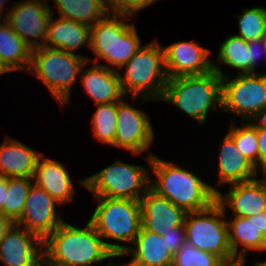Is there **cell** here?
<instances>
[{
    "label": "cell",
    "instance_id": "25",
    "mask_svg": "<svg viewBox=\"0 0 266 266\" xmlns=\"http://www.w3.org/2000/svg\"><path fill=\"white\" fill-rule=\"evenodd\" d=\"M32 48L6 22L0 25V64L8 72L29 71Z\"/></svg>",
    "mask_w": 266,
    "mask_h": 266
},
{
    "label": "cell",
    "instance_id": "5",
    "mask_svg": "<svg viewBox=\"0 0 266 266\" xmlns=\"http://www.w3.org/2000/svg\"><path fill=\"white\" fill-rule=\"evenodd\" d=\"M123 76L119 79L123 94L131 93L133 101L139 96L143 101L161 100L167 75L164 65V50L156 39L142 45L134 56L125 63Z\"/></svg>",
    "mask_w": 266,
    "mask_h": 266
},
{
    "label": "cell",
    "instance_id": "19",
    "mask_svg": "<svg viewBox=\"0 0 266 266\" xmlns=\"http://www.w3.org/2000/svg\"><path fill=\"white\" fill-rule=\"evenodd\" d=\"M83 67L80 80L86 93L96 104L117 103L122 100L123 94L119 71L103 64H94L90 68Z\"/></svg>",
    "mask_w": 266,
    "mask_h": 266
},
{
    "label": "cell",
    "instance_id": "31",
    "mask_svg": "<svg viewBox=\"0 0 266 266\" xmlns=\"http://www.w3.org/2000/svg\"><path fill=\"white\" fill-rule=\"evenodd\" d=\"M237 126L231 123L227 133L233 138L238 150L255 165L258 172V137L256 128L248 121L242 127Z\"/></svg>",
    "mask_w": 266,
    "mask_h": 266
},
{
    "label": "cell",
    "instance_id": "46",
    "mask_svg": "<svg viewBox=\"0 0 266 266\" xmlns=\"http://www.w3.org/2000/svg\"><path fill=\"white\" fill-rule=\"evenodd\" d=\"M4 74H8V72L0 64V76H2Z\"/></svg>",
    "mask_w": 266,
    "mask_h": 266
},
{
    "label": "cell",
    "instance_id": "44",
    "mask_svg": "<svg viewBox=\"0 0 266 266\" xmlns=\"http://www.w3.org/2000/svg\"><path fill=\"white\" fill-rule=\"evenodd\" d=\"M4 9L5 8L0 7V21L2 22V23L0 22V25H3L4 23L7 22V11L3 14L4 16H1L3 11H5Z\"/></svg>",
    "mask_w": 266,
    "mask_h": 266
},
{
    "label": "cell",
    "instance_id": "40",
    "mask_svg": "<svg viewBox=\"0 0 266 266\" xmlns=\"http://www.w3.org/2000/svg\"><path fill=\"white\" fill-rule=\"evenodd\" d=\"M14 222L6 216L0 214V241L5 236L6 232L13 226Z\"/></svg>",
    "mask_w": 266,
    "mask_h": 266
},
{
    "label": "cell",
    "instance_id": "14",
    "mask_svg": "<svg viewBox=\"0 0 266 266\" xmlns=\"http://www.w3.org/2000/svg\"><path fill=\"white\" fill-rule=\"evenodd\" d=\"M164 50V65L168 78L204 75L213 71L210 50L197 41H178Z\"/></svg>",
    "mask_w": 266,
    "mask_h": 266
},
{
    "label": "cell",
    "instance_id": "6",
    "mask_svg": "<svg viewBox=\"0 0 266 266\" xmlns=\"http://www.w3.org/2000/svg\"><path fill=\"white\" fill-rule=\"evenodd\" d=\"M92 60L76 53L46 46L32 49L29 71L39 78L63 106L69 104L72 86L82 67Z\"/></svg>",
    "mask_w": 266,
    "mask_h": 266
},
{
    "label": "cell",
    "instance_id": "43",
    "mask_svg": "<svg viewBox=\"0 0 266 266\" xmlns=\"http://www.w3.org/2000/svg\"><path fill=\"white\" fill-rule=\"evenodd\" d=\"M224 266H246V257L237 259L233 263H226Z\"/></svg>",
    "mask_w": 266,
    "mask_h": 266
},
{
    "label": "cell",
    "instance_id": "39",
    "mask_svg": "<svg viewBox=\"0 0 266 266\" xmlns=\"http://www.w3.org/2000/svg\"><path fill=\"white\" fill-rule=\"evenodd\" d=\"M8 177L0 175V214L4 216L5 193H7Z\"/></svg>",
    "mask_w": 266,
    "mask_h": 266
},
{
    "label": "cell",
    "instance_id": "2",
    "mask_svg": "<svg viewBox=\"0 0 266 266\" xmlns=\"http://www.w3.org/2000/svg\"><path fill=\"white\" fill-rule=\"evenodd\" d=\"M111 253L90 221L84 228L64 221L43 240V255L64 266L104 263Z\"/></svg>",
    "mask_w": 266,
    "mask_h": 266
},
{
    "label": "cell",
    "instance_id": "9",
    "mask_svg": "<svg viewBox=\"0 0 266 266\" xmlns=\"http://www.w3.org/2000/svg\"><path fill=\"white\" fill-rule=\"evenodd\" d=\"M94 197L139 201L150 185V177L142 166L116 160L94 175L80 180Z\"/></svg>",
    "mask_w": 266,
    "mask_h": 266
},
{
    "label": "cell",
    "instance_id": "11",
    "mask_svg": "<svg viewBox=\"0 0 266 266\" xmlns=\"http://www.w3.org/2000/svg\"><path fill=\"white\" fill-rule=\"evenodd\" d=\"M46 1L49 0H21L7 9V23L32 49L44 46L48 24L54 14Z\"/></svg>",
    "mask_w": 266,
    "mask_h": 266
},
{
    "label": "cell",
    "instance_id": "48",
    "mask_svg": "<svg viewBox=\"0 0 266 266\" xmlns=\"http://www.w3.org/2000/svg\"><path fill=\"white\" fill-rule=\"evenodd\" d=\"M262 40H263V45H264V49H265V52H266V35L262 38Z\"/></svg>",
    "mask_w": 266,
    "mask_h": 266
},
{
    "label": "cell",
    "instance_id": "16",
    "mask_svg": "<svg viewBox=\"0 0 266 266\" xmlns=\"http://www.w3.org/2000/svg\"><path fill=\"white\" fill-rule=\"evenodd\" d=\"M230 185L226 194L217 192L216 201L224 209L230 207L234 217L247 218L266 210V176Z\"/></svg>",
    "mask_w": 266,
    "mask_h": 266
},
{
    "label": "cell",
    "instance_id": "8",
    "mask_svg": "<svg viewBox=\"0 0 266 266\" xmlns=\"http://www.w3.org/2000/svg\"><path fill=\"white\" fill-rule=\"evenodd\" d=\"M224 217L226 209L217 201L204 210L186 213V240L187 244L213 253L225 263H233L236 259L230 248L228 224Z\"/></svg>",
    "mask_w": 266,
    "mask_h": 266
},
{
    "label": "cell",
    "instance_id": "1",
    "mask_svg": "<svg viewBox=\"0 0 266 266\" xmlns=\"http://www.w3.org/2000/svg\"><path fill=\"white\" fill-rule=\"evenodd\" d=\"M146 159L156 176L154 180L150 178L149 187L186 213L204 210L216 201L215 187L193 172L151 152Z\"/></svg>",
    "mask_w": 266,
    "mask_h": 266
},
{
    "label": "cell",
    "instance_id": "20",
    "mask_svg": "<svg viewBox=\"0 0 266 266\" xmlns=\"http://www.w3.org/2000/svg\"><path fill=\"white\" fill-rule=\"evenodd\" d=\"M34 183L43 188L59 205L72 202L75 189L69 173L60 162L41 154L37 160Z\"/></svg>",
    "mask_w": 266,
    "mask_h": 266
},
{
    "label": "cell",
    "instance_id": "26",
    "mask_svg": "<svg viewBox=\"0 0 266 266\" xmlns=\"http://www.w3.org/2000/svg\"><path fill=\"white\" fill-rule=\"evenodd\" d=\"M59 17L93 26L110 11L107 0H53Z\"/></svg>",
    "mask_w": 266,
    "mask_h": 266
},
{
    "label": "cell",
    "instance_id": "7",
    "mask_svg": "<svg viewBox=\"0 0 266 266\" xmlns=\"http://www.w3.org/2000/svg\"><path fill=\"white\" fill-rule=\"evenodd\" d=\"M109 12L103 19L90 27L89 48L96 55L94 60L107 61L118 71L131 59L142 46L141 39L136 31V26L126 23L132 17ZM121 19V20H119ZM117 67V68H116Z\"/></svg>",
    "mask_w": 266,
    "mask_h": 266
},
{
    "label": "cell",
    "instance_id": "30",
    "mask_svg": "<svg viewBox=\"0 0 266 266\" xmlns=\"http://www.w3.org/2000/svg\"><path fill=\"white\" fill-rule=\"evenodd\" d=\"M236 17L239 34L235 35L247 42L262 39L266 35V8L263 6L244 9Z\"/></svg>",
    "mask_w": 266,
    "mask_h": 266
},
{
    "label": "cell",
    "instance_id": "4",
    "mask_svg": "<svg viewBox=\"0 0 266 266\" xmlns=\"http://www.w3.org/2000/svg\"><path fill=\"white\" fill-rule=\"evenodd\" d=\"M96 199L98 205L89 221L112 253H125L128 250L127 243H134L142 227L140 202L106 197ZM106 238L116 240L117 243L124 242L127 246L107 242L104 240Z\"/></svg>",
    "mask_w": 266,
    "mask_h": 266
},
{
    "label": "cell",
    "instance_id": "45",
    "mask_svg": "<svg viewBox=\"0 0 266 266\" xmlns=\"http://www.w3.org/2000/svg\"><path fill=\"white\" fill-rule=\"evenodd\" d=\"M254 266H266V260L265 261H257Z\"/></svg>",
    "mask_w": 266,
    "mask_h": 266
},
{
    "label": "cell",
    "instance_id": "3",
    "mask_svg": "<svg viewBox=\"0 0 266 266\" xmlns=\"http://www.w3.org/2000/svg\"><path fill=\"white\" fill-rule=\"evenodd\" d=\"M161 100L203 125L210 110L222 109V77L213 70L204 75L168 78Z\"/></svg>",
    "mask_w": 266,
    "mask_h": 266
},
{
    "label": "cell",
    "instance_id": "13",
    "mask_svg": "<svg viewBox=\"0 0 266 266\" xmlns=\"http://www.w3.org/2000/svg\"><path fill=\"white\" fill-rule=\"evenodd\" d=\"M59 205L43 188L32 184L21 217L15 224L24 227L44 240L63 222L56 211Z\"/></svg>",
    "mask_w": 266,
    "mask_h": 266
},
{
    "label": "cell",
    "instance_id": "15",
    "mask_svg": "<svg viewBox=\"0 0 266 266\" xmlns=\"http://www.w3.org/2000/svg\"><path fill=\"white\" fill-rule=\"evenodd\" d=\"M42 248L40 237L14 223L0 241V260L6 266H36L43 256Z\"/></svg>",
    "mask_w": 266,
    "mask_h": 266
},
{
    "label": "cell",
    "instance_id": "12",
    "mask_svg": "<svg viewBox=\"0 0 266 266\" xmlns=\"http://www.w3.org/2000/svg\"><path fill=\"white\" fill-rule=\"evenodd\" d=\"M150 117L141 108L129 105L123 99L117 102V130L114 146L139 155L153 144L154 132Z\"/></svg>",
    "mask_w": 266,
    "mask_h": 266
},
{
    "label": "cell",
    "instance_id": "10",
    "mask_svg": "<svg viewBox=\"0 0 266 266\" xmlns=\"http://www.w3.org/2000/svg\"><path fill=\"white\" fill-rule=\"evenodd\" d=\"M212 67L222 77L221 110L235 113L247 122L266 107V73L237 74L231 78L219 65L212 63Z\"/></svg>",
    "mask_w": 266,
    "mask_h": 266
},
{
    "label": "cell",
    "instance_id": "35",
    "mask_svg": "<svg viewBox=\"0 0 266 266\" xmlns=\"http://www.w3.org/2000/svg\"><path fill=\"white\" fill-rule=\"evenodd\" d=\"M258 137V173L266 176V128H256Z\"/></svg>",
    "mask_w": 266,
    "mask_h": 266
},
{
    "label": "cell",
    "instance_id": "32",
    "mask_svg": "<svg viewBox=\"0 0 266 266\" xmlns=\"http://www.w3.org/2000/svg\"><path fill=\"white\" fill-rule=\"evenodd\" d=\"M225 264L217 255L186 243L174 255L172 266H224Z\"/></svg>",
    "mask_w": 266,
    "mask_h": 266
},
{
    "label": "cell",
    "instance_id": "42",
    "mask_svg": "<svg viewBox=\"0 0 266 266\" xmlns=\"http://www.w3.org/2000/svg\"><path fill=\"white\" fill-rule=\"evenodd\" d=\"M122 257V256H125V253H111L110 254V256L108 257V259H110V261L108 262V264L107 265H104V266H125V264H119V263H117L116 265H115V263L113 264L112 263V258H114L115 259V257Z\"/></svg>",
    "mask_w": 266,
    "mask_h": 266
},
{
    "label": "cell",
    "instance_id": "22",
    "mask_svg": "<svg viewBox=\"0 0 266 266\" xmlns=\"http://www.w3.org/2000/svg\"><path fill=\"white\" fill-rule=\"evenodd\" d=\"M134 246H128L125 255H132L131 262L137 266H172L174 254L167 248L162 236L142 227Z\"/></svg>",
    "mask_w": 266,
    "mask_h": 266
},
{
    "label": "cell",
    "instance_id": "34",
    "mask_svg": "<svg viewBox=\"0 0 266 266\" xmlns=\"http://www.w3.org/2000/svg\"><path fill=\"white\" fill-rule=\"evenodd\" d=\"M167 248L175 255L187 243L184 225L175 227L161 235Z\"/></svg>",
    "mask_w": 266,
    "mask_h": 266
},
{
    "label": "cell",
    "instance_id": "33",
    "mask_svg": "<svg viewBox=\"0 0 266 266\" xmlns=\"http://www.w3.org/2000/svg\"><path fill=\"white\" fill-rule=\"evenodd\" d=\"M158 0H107L109 11L115 14L127 16L136 15L137 11H141L149 5L154 4Z\"/></svg>",
    "mask_w": 266,
    "mask_h": 266
},
{
    "label": "cell",
    "instance_id": "24",
    "mask_svg": "<svg viewBox=\"0 0 266 266\" xmlns=\"http://www.w3.org/2000/svg\"><path fill=\"white\" fill-rule=\"evenodd\" d=\"M228 224L229 244L234 258H247L248 250L266 251V239L258 233L255 215L250 217H234ZM241 245L240 251L238 247Z\"/></svg>",
    "mask_w": 266,
    "mask_h": 266
},
{
    "label": "cell",
    "instance_id": "23",
    "mask_svg": "<svg viewBox=\"0 0 266 266\" xmlns=\"http://www.w3.org/2000/svg\"><path fill=\"white\" fill-rule=\"evenodd\" d=\"M51 16L44 46L75 53L84 44L89 47L90 27L76 21Z\"/></svg>",
    "mask_w": 266,
    "mask_h": 266
},
{
    "label": "cell",
    "instance_id": "41",
    "mask_svg": "<svg viewBox=\"0 0 266 266\" xmlns=\"http://www.w3.org/2000/svg\"><path fill=\"white\" fill-rule=\"evenodd\" d=\"M36 266H64L60 264H56L50 260H48L44 255L40 258L39 262Z\"/></svg>",
    "mask_w": 266,
    "mask_h": 266
},
{
    "label": "cell",
    "instance_id": "47",
    "mask_svg": "<svg viewBox=\"0 0 266 266\" xmlns=\"http://www.w3.org/2000/svg\"><path fill=\"white\" fill-rule=\"evenodd\" d=\"M7 1L8 0H0V7L4 8V5Z\"/></svg>",
    "mask_w": 266,
    "mask_h": 266
},
{
    "label": "cell",
    "instance_id": "36",
    "mask_svg": "<svg viewBox=\"0 0 266 266\" xmlns=\"http://www.w3.org/2000/svg\"><path fill=\"white\" fill-rule=\"evenodd\" d=\"M248 50H250V73H256L255 69L260 56L264 55L266 59V52L264 49L263 40L259 39L256 41L248 42Z\"/></svg>",
    "mask_w": 266,
    "mask_h": 266
},
{
    "label": "cell",
    "instance_id": "38",
    "mask_svg": "<svg viewBox=\"0 0 266 266\" xmlns=\"http://www.w3.org/2000/svg\"><path fill=\"white\" fill-rule=\"evenodd\" d=\"M249 122L255 128H266V107L259 111Z\"/></svg>",
    "mask_w": 266,
    "mask_h": 266
},
{
    "label": "cell",
    "instance_id": "21",
    "mask_svg": "<svg viewBox=\"0 0 266 266\" xmlns=\"http://www.w3.org/2000/svg\"><path fill=\"white\" fill-rule=\"evenodd\" d=\"M41 153L10 136L0 144V175L8 178H33Z\"/></svg>",
    "mask_w": 266,
    "mask_h": 266
},
{
    "label": "cell",
    "instance_id": "28",
    "mask_svg": "<svg viewBox=\"0 0 266 266\" xmlns=\"http://www.w3.org/2000/svg\"><path fill=\"white\" fill-rule=\"evenodd\" d=\"M91 118L93 136L103 144L114 146L117 130V103L96 104Z\"/></svg>",
    "mask_w": 266,
    "mask_h": 266
},
{
    "label": "cell",
    "instance_id": "29",
    "mask_svg": "<svg viewBox=\"0 0 266 266\" xmlns=\"http://www.w3.org/2000/svg\"><path fill=\"white\" fill-rule=\"evenodd\" d=\"M33 178H8L7 193H5L4 216L14 223L21 217Z\"/></svg>",
    "mask_w": 266,
    "mask_h": 266
},
{
    "label": "cell",
    "instance_id": "37",
    "mask_svg": "<svg viewBox=\"0 0 266 266\" xmlns=\"http://www.w3.org/2000/svg\"><path fill=\"white\" fill-rule=\"evenodd\" d=\"M258 233L266 239V210L255 215Z\"/></svg>",
    "mask_w": 266,
    "mask_h": 266
},
{
    "label": "cell",
    "instance_id": "17",
    "mask_svg": "<svg viewBox=\"0 0 266 266\" xmlns=\"http://www.w3.org/2000/svg\"><path fill=\"white\" fill-rule=\"evenodd\" d=\"M139 202L144 230L163 235L166 231L184 225L186 212L150 187Z\"/></svg>",
    "mask_w": 266,
    "mask_h": 266
},
{
    "label": "cell",
    "instance_id": "49",
    "mask_svg": "<svg viewBox=\"0 0 266 266\" xmlns=\"http://www.w3.org/2000/svg\"><path fill=\"white\" fill-rule=\"evenodd\" d=\"M125 266H137V265L133 264V263L130 261L129 263L125 264Z\"/></svg>",
    "mask_w": 266,
    "mask_h": 266
},
{
    "label": "cell",
    "instance_id": "27",
    "mask_svg": "<svg viewBox=\"0 0 266 266\" xmlns=\"http://www.w3.org/2000/svg\"><path fill=\"white\" fill-rule=\"evenodd\" d=\"M219 63L238 69V74L250 73V50L248 42L242 37L231 35L220 44Z\"/></svg>",
    "mask_w": 266,
    "mask_h": 266
},
{
    "label": "cell",
    "instance_id": "18",
    "mask_svg": "<svg viewBox=\"0 0 266 266\" xmlns=\"http://www.w3.org/2000/svg\"><path fill=\"white\" fill-rule=\"evenodd\" d=\"M218 160L216 193L219 186L251 181L258 176L255 165L238 150L228 133L223 137Z\"/></svg>",
    "mask_w": 266,
    "mask_h": 266
}]
</instances>
